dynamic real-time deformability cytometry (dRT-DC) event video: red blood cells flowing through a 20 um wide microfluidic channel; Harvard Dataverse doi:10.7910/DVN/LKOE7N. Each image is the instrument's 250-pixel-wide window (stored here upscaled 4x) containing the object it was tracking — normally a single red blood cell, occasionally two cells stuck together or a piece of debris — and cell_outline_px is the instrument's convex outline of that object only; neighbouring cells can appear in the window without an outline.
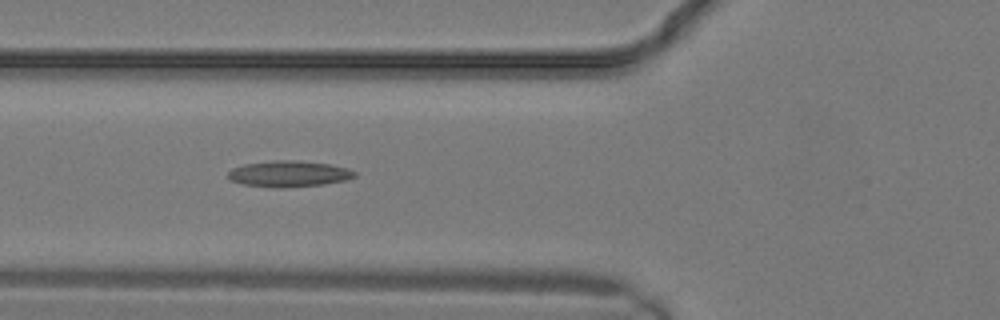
{"species": "common noctule bat (a hibernating species)", "species_latin": "Nyctalus noctula", "temperature_condition": "warm", "stored_images_in_passage": 13, "camera_frame_rate_fps": 3000, "um_per_image_px": 0.085, "animal": {"sex": "male", "body_mass_g": 19.2, "forearm_length_mm": 51.8}, "frame": {"image": 1, "passage_image": 10, "time_ms": 3.0, "image_size_px": [1000, 320], "cell_outline_px": [[356, 176], [348, 180], [324, 184], [280, 188], [272, 188], [244, 184], [228, 180], [228, 172], [232, 168], [244, 164], [276, 160], [296, 160], [328, 164], [348, 168], [356, 172]], "centroid_in_image_um": [24.55, 14.78], "position_along_channel_um": 101.3, "area_um2": 19.36}}
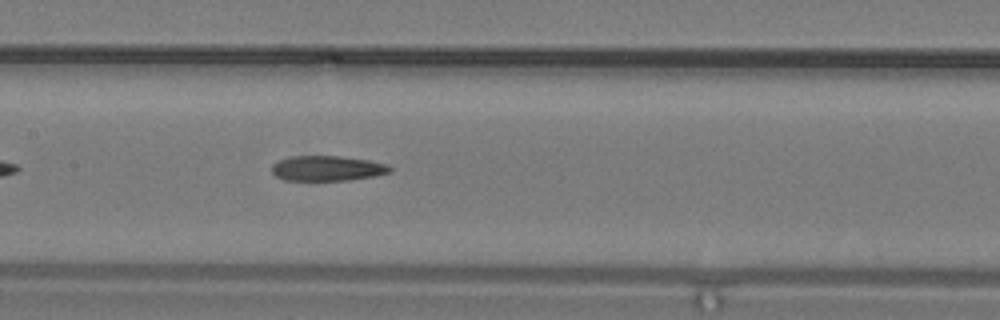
{"frame": {"image": 2, "passage_image": 13, "time_ms": 4.0, "image_size_px": [1000, 320], "cell_outline_px": [[392, 172], [372, 176], [348, 180], [284, 180], [276, 176], [272, 172], [272, 164], [280, 160], [292, 156], [340, 156], [368, 160], [388, 164], [392, 168]], "centroid_in_image_um": [27.83, 14.3], "position_along_channel_um": 179.6, "area_um2": 17.22}}